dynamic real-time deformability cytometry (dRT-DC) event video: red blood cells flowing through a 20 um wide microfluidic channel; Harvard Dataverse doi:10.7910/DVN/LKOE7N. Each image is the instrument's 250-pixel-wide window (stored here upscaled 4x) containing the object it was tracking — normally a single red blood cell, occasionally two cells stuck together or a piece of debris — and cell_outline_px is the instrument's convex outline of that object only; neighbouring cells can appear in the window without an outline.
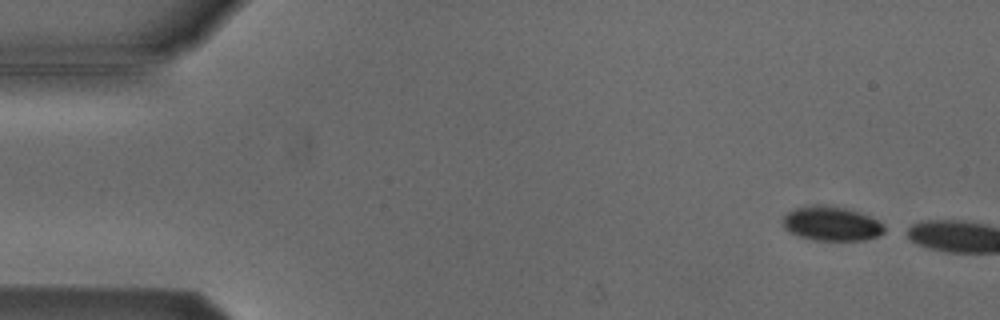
{"species": "Egyptian fruit bat (a non-hibernating species)", "species_latin": "Rousettus aegyptiacus", "temperature_condition": "cold", "stored_images_in_passage": 3, "camera_frame_rate_fps": 3000, "um_per_image_px": 0.085, "animal": {"sex": "male"}, "frame": {"image": 1, "passage_image": 1, "time_ms": 0.0, "image_size_px": [1000, 320], "cell_outline_px": [[884, 232], [880, 236], [864, 240], [812, 240], [788, 232], [784, 228], [784, 216], [788, 212], [796, 208], [812, 204], [832, 204], [860, 212], [872, 216], [880, 220], [884, 224]], "centroid_in_image_um": [70.72, 18.99], "position_along_channel_um": 14.3, "area_um2": 20.75}}